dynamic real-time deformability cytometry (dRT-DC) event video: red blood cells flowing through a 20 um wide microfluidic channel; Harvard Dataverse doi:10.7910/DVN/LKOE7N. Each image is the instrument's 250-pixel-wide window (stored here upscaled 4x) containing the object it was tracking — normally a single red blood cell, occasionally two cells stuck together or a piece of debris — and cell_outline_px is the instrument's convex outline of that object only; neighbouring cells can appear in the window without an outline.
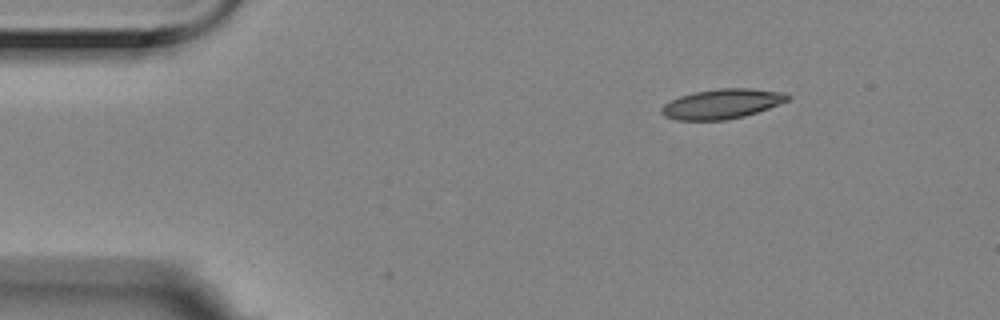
{"species": "Egyptian fruit bat (a non-hibernating species)", "species_latin": "Rousettus aegyptiacus", "temperature_condition": "room temperature", "stored_images_in_passage": 7, "camera_frame_rate_fps": 3000, "um_per_image_px": 0.085, "animal": {"sex": "female"}, "frame": {"image": 1, "passage_image": 1, "time_ms": 0.0, "image_size_px": [1000, 320], "cell_outline_px": [[792, 96], [788, 100], [768, 108], [744, 116], [728, 120], [676, 120], [664, 116], [660, 112], [660, 108], [664, 104], [680, 96], [696, 92], [716, 88], [752, 88], [784, 92]], "centroid_in_image_um": [61.36, 8.82], "position_along_channel_um": 23.6, "area_um2": 21.91}}
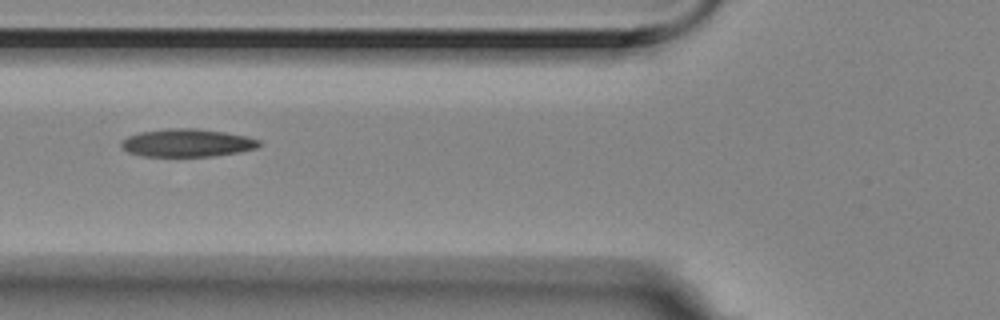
{"frame": {"image": 2, "passage_image": 5, "time_ms": 1.333, "image_size_px": [1000, 320], "cell_outline_px": [[260, 144], [256, 148], [240, 152], [212, 156], [144, 156], [128, 152], [120, 148], [120, 144], [128, 136], [140, 132], [168, 128], [196, 128], [224, 132], [248, 136], [260, 140]], "centroid_in_image_um": [15.91, 12.14], "position_along_channel_um": 109.9, "area_um2": 22.43}}
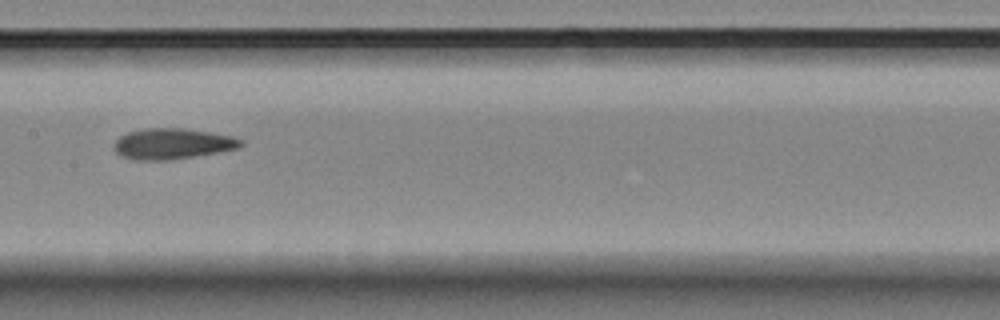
{"frame": {"image": 3, "passage_image": 7, "time_ms": 2.0, "image_size_px": [1000, 320], "cell_outline_px": [[244, 144], [240, 148], [172, 160], [136, 160], [120, 156], [112, 148], [112, 144], [120, 136], [128, 132], [144, 128], [184, 128], [232, 136], [244, 140]], "centroid_in_image_um": [14.64, 12.22], "position_along_channel_um": 192.8, "area_um2": 22.95}}